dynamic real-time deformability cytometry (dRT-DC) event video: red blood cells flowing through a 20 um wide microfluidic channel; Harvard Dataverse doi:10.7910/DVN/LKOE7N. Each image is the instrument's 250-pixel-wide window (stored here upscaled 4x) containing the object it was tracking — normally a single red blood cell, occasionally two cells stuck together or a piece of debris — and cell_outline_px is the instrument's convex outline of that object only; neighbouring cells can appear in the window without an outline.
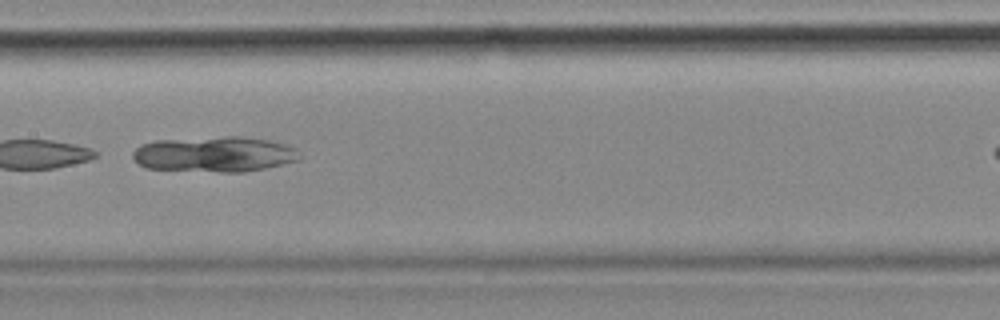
{"species": "common noctule bat (a hibernating species)", "species_latin": "Nyctalus noctula", "temperature_condition": "cold", "stored_images_in_passage": 11, "camera_frame_rate_fps": 3000, "um_per_image_px": 0.085, "animal": {"sex": "female", "body_mass_g": 18.4}, "frame": {"image": 1, "passage_image": 5, "time_ms": 1.333, "image_size_px": [1000, 320], "cell_outline_px": [[300, 160], [264, 168], [244, 172], [220, 172], [144, 168], [132, 156], [132, 152], [140, 144], [156, 140], [224, 136], [240, 136], [268, 140], [284, 144], [296, 148], [300, 156]], "centroid_in_image_um": [18.22, 13.1], "position_along_channel_um": 189.2, "area_um2": 34.56}}